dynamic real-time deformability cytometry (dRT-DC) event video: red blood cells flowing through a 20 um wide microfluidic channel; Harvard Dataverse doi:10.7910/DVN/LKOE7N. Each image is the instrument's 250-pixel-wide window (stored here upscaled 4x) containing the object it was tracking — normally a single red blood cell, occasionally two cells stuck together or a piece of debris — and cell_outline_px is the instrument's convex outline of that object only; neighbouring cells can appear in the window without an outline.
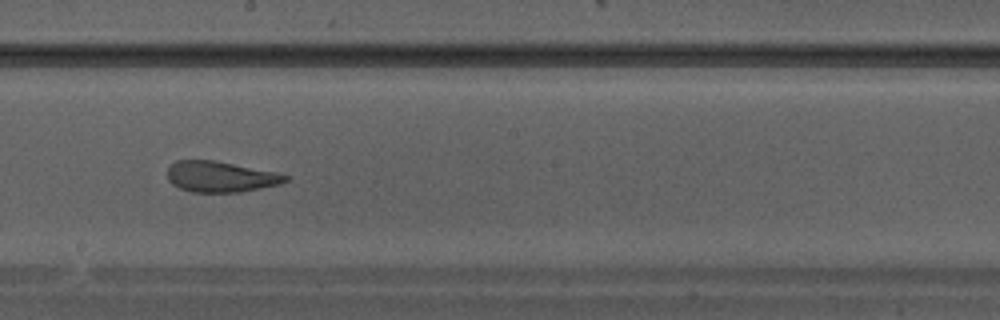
{"species": "Egyptian fruit bat (a non-hibernating species)", "species_latin": "Rousettus aegyptiacus", "temperature_condition": "warm", "stored_images_in_passage": 27, "camera_frame_rate_fps": 3000, "um_per_image_px": 0.085, "animal": {"sex": "male"}, "frame": {"image": 1, "passage_image": 12, "time_ms": 3.667, "image_size_px": [1000, 320], "cell_outline_px": [[288, 180], [280, 184], [240, 192], [192, 192], [180, 188], [172, 184], [168, 180], [168, 168], [176, 160], [212, 160], [276, 172], [288, 176]], "centroid_in_image_um": [18.73, 15.02], "position_along_channel_um": 229.5, "area_um2": 20.98}}